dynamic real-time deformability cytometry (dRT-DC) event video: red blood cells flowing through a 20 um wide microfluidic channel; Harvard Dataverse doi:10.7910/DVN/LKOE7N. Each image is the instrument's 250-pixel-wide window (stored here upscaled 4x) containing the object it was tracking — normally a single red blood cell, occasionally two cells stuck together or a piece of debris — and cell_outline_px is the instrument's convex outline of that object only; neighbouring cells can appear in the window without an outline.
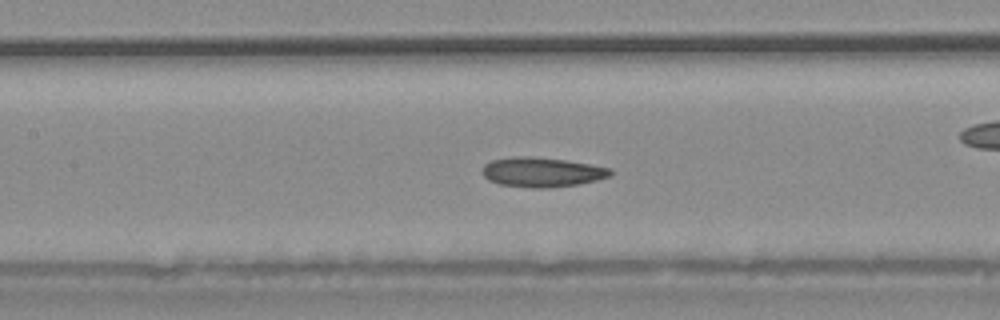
{"species": "common noctule bat (a hibernating species)", "species_latin": "Nyctalus noctula", "temperature_condition": "warm", "stored_images_in_passage": 39, "camera_frame_rate_fps": 3000, "um_per_image_px": 0.085, "animal": {"sex": "male", "body_mass_g": 20.4}, "frame": {"image": 1, "passage_image": 17, "time_ms": 5.333, "image_size_px": [1000, 320], "cell_outline_px": [[612, 176], [596, 180], [576, 184], [548, 188], [536, 188], [500, 184], [488, 180], [480, 172], [484, 164], [492, 160], [512, 156], [532, 156], [564, 160], [612, 168]], "centroid_in_image_um": [46.03, 14.62], "position_along_channel_um": 161.4, "area_um2": 22.14}}